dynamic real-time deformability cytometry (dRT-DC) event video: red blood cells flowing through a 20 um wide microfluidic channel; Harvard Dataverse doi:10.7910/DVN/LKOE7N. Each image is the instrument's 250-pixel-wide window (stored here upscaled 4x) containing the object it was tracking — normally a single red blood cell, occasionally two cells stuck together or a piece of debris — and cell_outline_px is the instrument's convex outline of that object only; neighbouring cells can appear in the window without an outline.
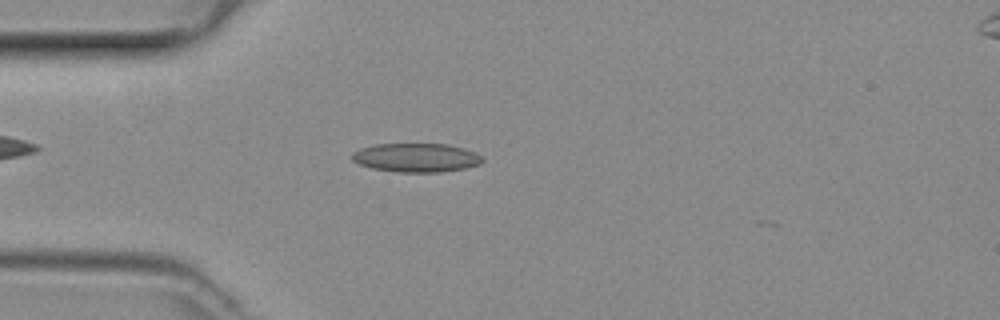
{"species": "common noctule bat (a hibernating species)", "species_latin": "Nyctalus noctula", "temperature_condition": "room temperature", "stored_images_in_passage": 37, "camera_frame_rate_fps": 3000, "um_per_image_px": 0.085, "animal": {"sex": "female", "body_mass_g": 29.2, "forearm_length_mm": 56.3}, "frame": {"image": 1, "passage_image": 5, "time_ms": 1.333, "image_size_px": [1000, 320], "cell_outline_px": [[484, 160], [480, 164], [464, 168], [440, 172], [400, 172], [372, 168], [360, 164], [352, 160], [352, 152], [360, 148], [376, 144], [448, 144], [464, 148], [476, 152]], "centroid_in_image_um": [35.38, 13.39], "position_along_channel_um": 49.6, "area_um2": 21.85}}
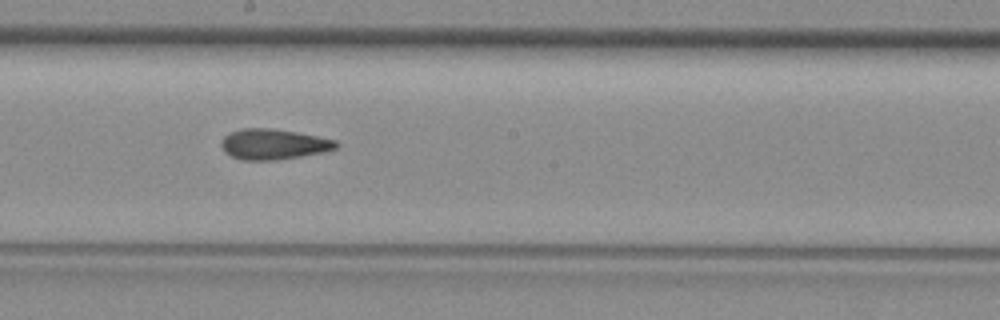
{"frame": {"image": 2, "passage_image": 18, "time_ms": 5.667, "image_size_px": [1000, 320], "cell_outline_px": [[340, 144], [336, 148], [324, 152], [276, 160], [240, 160], [224, 152], [220, 144], [220, 140], [228, 132], [240, 128], [272, 128], [296, 132], [336, 140]], "centroid_in_image_um": [23.2, 12.25], "position_along_channel_um": 225.0, "area_um2": 20.58}}
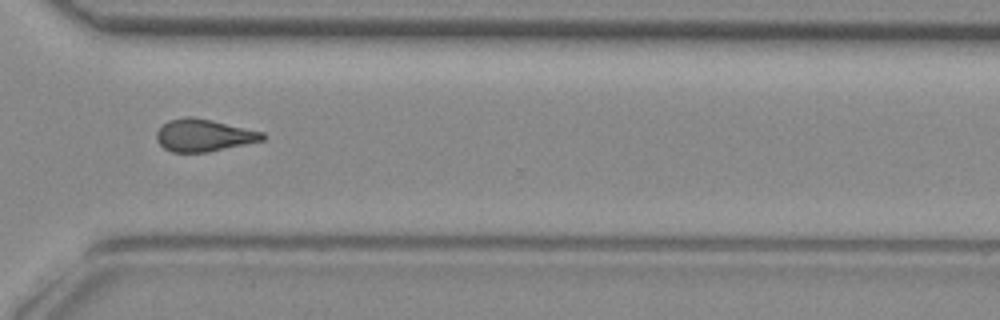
{"frame": {"image": 3, "passage_image": 27, "time_ms": 8.667, "image_size_px": [1000, 320], "cell_outline_px": [[268, 136], [264, 140], [208, 152], [172, 152], [164, 148], [156, 140], [156, 132], [168, 120], [184, 116], [192, 116], [212, 120], [264, 132]], "centroid_in_image_um": [17.33, 11.49], "position_along_channel_um": 353.3, "area_um2": 20.06}}